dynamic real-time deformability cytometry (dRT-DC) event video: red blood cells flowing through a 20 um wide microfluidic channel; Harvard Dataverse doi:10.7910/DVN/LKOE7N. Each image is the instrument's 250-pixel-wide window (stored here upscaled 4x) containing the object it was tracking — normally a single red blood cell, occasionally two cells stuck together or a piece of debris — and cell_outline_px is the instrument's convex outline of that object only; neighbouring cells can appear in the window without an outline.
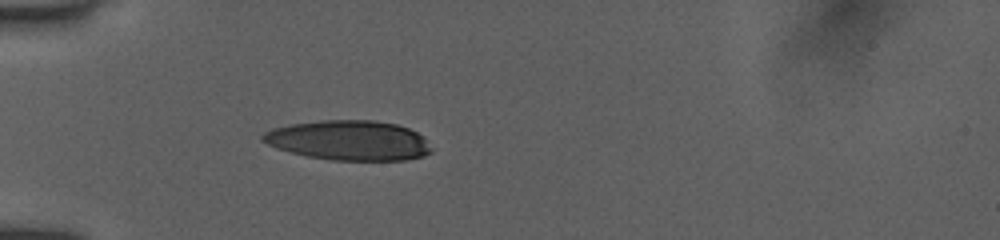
{"species": "human", "species_latin": "Homo sapiens", "temperature_condition": "room temperature", "stored_images_in_passage": 54, "camera_frame_rate_fps": 3000, "um_per_image_px": 0.085, "donor": {"sex": "female"}, "frame": {"image": 1, "passage_image": 1, "time_ms": 0.0, "image_size_px": [1000, 240], "cell_outline_px": [[432, 152], [424, 156], [404, 160], [332, 160], [308, 156], [276, 148], [260, 140], [260, 136], [264, 132], [272, 128], [292, 124], [320, 120], [372, 120], [396, 124], [408, 128], [424, 136], [432, 148]], "centroid_in_image_um": [29.67, 11.93], "position_along_channel_um": 55.3, "area_um2": 39.25}}
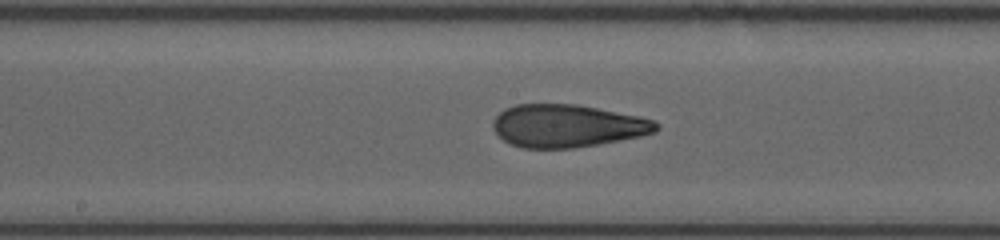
{"frame": {"image": 2, "passage_image": 18, "time_ms": 4.0, "image_size_px": [1000, 240], "cell_outline_px": [[660, 128], [656, 132], [640, 136], [596, 144], [572, 148], [524, 148], [512, 144], [504, 140], [492, 128], [492, 120], [504, 108], [516, 104], [576, 104], [656, 120], [660, 124]], "centroid_in_image_um": [48.21, 10.69], "position_along_channel_um": 200.0, "area_um2": 40.46}}
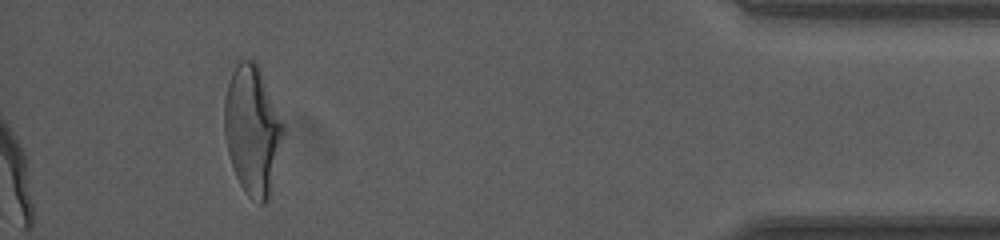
{"frame": {"image": 3, "passage_image": 47, "time_ms": 10.667, "image_size_px": [1000, 240], "cell_outline_px": [[284, 132], [268, 200], [264, 204], [260, 204], [248, 196], [240, 184], [236, 176], [228, 152], [224, 132], [224, 100], [228, 84], [232, 72], [236, 64], [240, 60], [252, 60], [260, 68], [284, 124]], "centroid_in_image_um": [21.45, 11.05], "position_along_channel_um": 413.8, "area_um2": 43.81}, "authors_computed_cell_mechanics": {"area_um2": 41.7316, "velocity_mm_per_s": 3.9875, "shape_relaxation_time_tau1_ms": 8.8434, "shape_relaxation_time_tau2_ms": 1.3047, "deformation_change_tau1": 0.2873, "deformation_change_tau2": 0.0928}}